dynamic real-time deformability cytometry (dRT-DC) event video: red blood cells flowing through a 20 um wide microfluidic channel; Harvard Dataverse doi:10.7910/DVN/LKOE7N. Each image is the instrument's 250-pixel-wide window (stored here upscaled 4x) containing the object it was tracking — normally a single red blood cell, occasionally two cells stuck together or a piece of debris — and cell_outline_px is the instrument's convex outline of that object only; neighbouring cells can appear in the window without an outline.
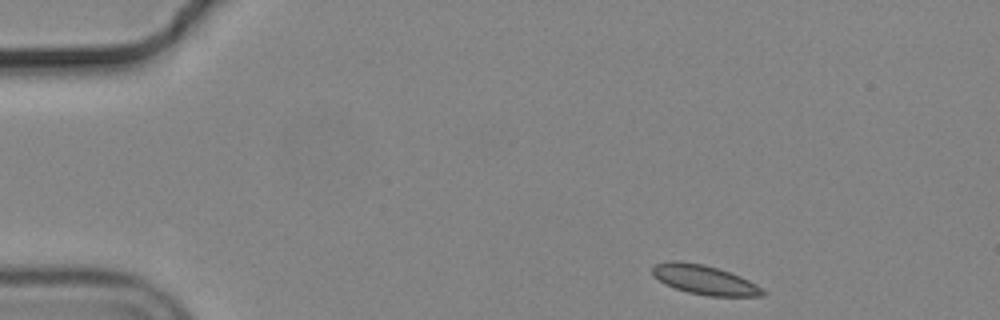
{"species": "common noctule bat (a hibernating species)", "species_latin": "Nyctalus noctula", "temperature_condition": "cold", "stored_images_in_passage": 14, "camera_frame_rate_fps": 3000, "um_per_image_px": 0.085, "animal": {"sex": "male", "body_mass_g": 19.2, "forearm_length_mm": 51.8}, "frame": {"image": 1, "passage_image": 1, "time_ms": 0.0, "image_size_px": [1000, 320], "cell_outline_px": [[768, 292], [764, 296], [708, 296], [688, 292], [664, 284], [652, 276], [652, 268], [656, 264], [672, 260], [680, 260], [704, 264], [740, 276], [764, 288]], "centroid_in_image_um": [59.89, 23.78], "position_along_channel_um": 25.1, "area_um2": 19.02}}
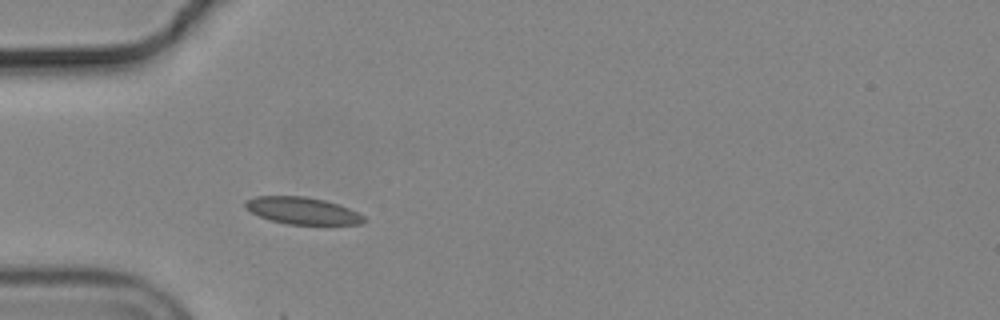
{"frame": {"image": 2, "passage_image": 10, "time_ms": 3.0, "image_size_px": [1000, 320], "cell_outline_px": [[368, 220], [364, 224], [288, 224], [272, 220], [260, 216], [244, 208], [244, 200], [256, 196], [304, 196], [324, 200], [348, 208], [364, 216]], "centroid_in_image_um": [25.69, 17.9], "position_along_channel_um": 59.3, "area_um2": 18.55}}